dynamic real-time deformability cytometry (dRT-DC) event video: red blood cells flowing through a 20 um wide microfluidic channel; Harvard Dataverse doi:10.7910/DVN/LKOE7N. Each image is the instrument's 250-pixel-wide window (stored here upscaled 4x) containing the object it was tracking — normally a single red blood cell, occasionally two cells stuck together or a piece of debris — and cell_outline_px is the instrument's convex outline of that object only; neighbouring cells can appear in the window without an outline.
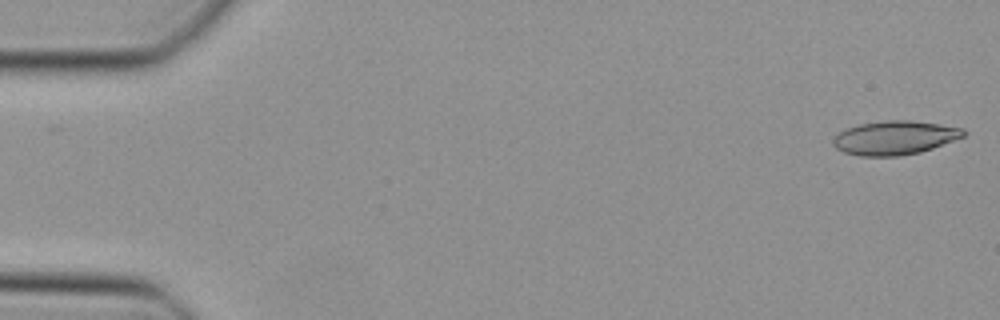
{"species": "Egyptian fruit bat (a non-hibernating species)", "species_latin": "Rousettus aegyptiacus", "temperature_condition": "cold", "stored_images_in_passage": 47, "camera_frame_rate_fps": 3000, "um_per_image_px": 0.085, "animal": {"sex": "female"}, "frame": {"image": 1, "passage_image": 1, "time_ms": 0.0, "image_size_px": [1000, 320], "cell_outline_px": [[968, 132], [964, 136], [932, 148], [920, 152], [900, 156], [860, 156], [844, 152], [836, 148], [832, 144], [832, 136], [848, 128], [860, 124], [888, 120], [912, 120], [964, 128]], "centroid_in_image_um": [76.04, 11.71], "position_along_channel_um": 9.0, "area_um2": 25.72}}
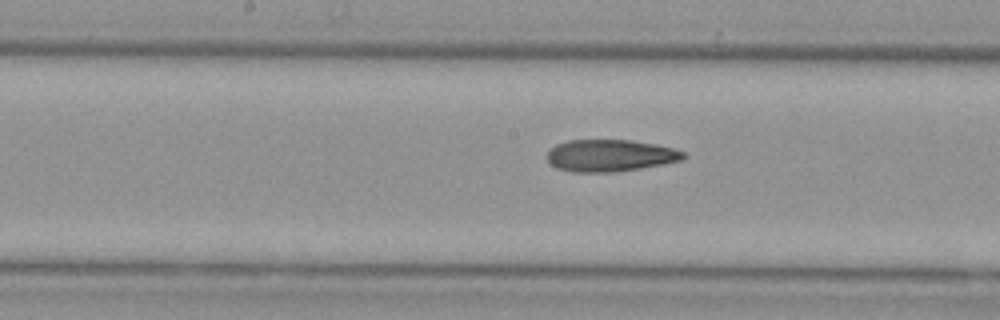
{"frame": {"image": 2, "passage_image": 24, "time_ms": 7.667, "image_size_px": [1000, 320], "cell_outline_px": [[684, 156], [680, 160], [664, 164], [616, 172], [572, 172], [556, 168], [548, 160], [548, 148], [556, 144], [568, 140], [632, 140], [656, 144], [672, 148], [684, 152]], "centroid_in_image_um": [51.82, 13.22], "position_along_channel_um": 196.4, "area_um2": 25.37}}
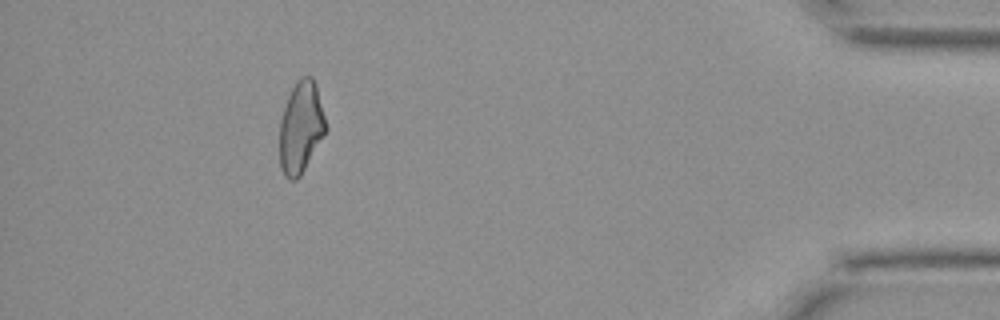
{"frame": {"image": 3, "passage_image": 43, "time_ms": 14.0, "image_size_px": [1000, 320], "cell_outline_px": [[328, 128], [324, 136], [300, 176], [296, 180], [288, 180], [284, 176], [280, 168], [280, 120], [288, 96], [296, 80], [304, 76], [312, 76], [316, 84]], "centroid_in_image_um": [25.58, 10.83], "position_along_channel_um": 409.6, "area_um2": 24.8}}